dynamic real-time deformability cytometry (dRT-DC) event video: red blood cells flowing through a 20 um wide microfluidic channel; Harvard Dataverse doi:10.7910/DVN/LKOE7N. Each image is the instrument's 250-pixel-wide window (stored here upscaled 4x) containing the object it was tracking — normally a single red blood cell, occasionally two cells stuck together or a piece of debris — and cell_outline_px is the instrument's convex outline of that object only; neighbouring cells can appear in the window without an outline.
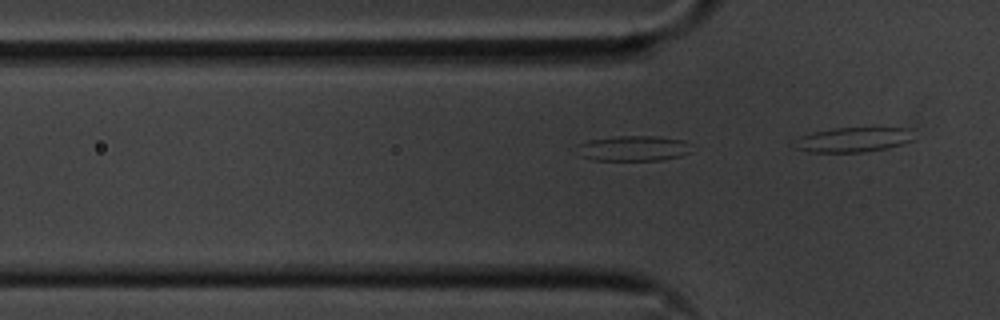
{"species": "common noctule bat (a hibernating species)", "species_latin": "Nyctalus noctula", "temperature_condition": "cold", "stored_images_in_passage": 11, "segment_of_instrument_passage": [1, 2], "camera_frame_rate_fps": 3000, "um_per_image_px": 0.085, "animal": {"sex": "male", "body_mass_g": 20.1, "forearm_length_mm": 53.5}, "frame": {"image": 1, "passage_image": 8, "time_ms": 2.333, "image_size_px": [1000, 320], "cell_outline_px": [[688, 152], [680, 156], [660, 160], [592, 160], [580, 156], [580, 144], [588, 140], [616, 136], [656, 136], [684, 140]], "centroid_in_image_um": [53.79, 12.61], "position_along_channel_um": 72.0, "area_um2": 16.47}}